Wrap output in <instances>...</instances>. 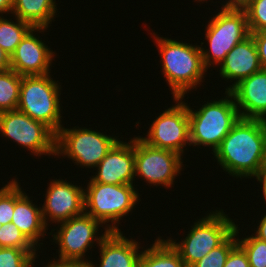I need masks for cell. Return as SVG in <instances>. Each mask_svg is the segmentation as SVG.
<instances>
[{"instance_id":"obj_1","label":"cell","mask_w":266,"mask_h":267,"mask_svg":"<svg viewBox=\"0 0 266 267\" xmlns=\"http://www.w3.org/2000/svg\"><path fill=\"white\" fill-rule=\"evenodd\" d=\"M212 154L227 174L254 178L266 163V120L240 117Z\"/></svg>"},{"instance_id":"obj_2","label":"cell","mask_w":266,"mask_h":267,"mask_svg":"<svg viewBox=\"0 0 266 267\" xmlns=\"http://www.w3.org/2000/svg\"><path fill=\"white\" fill-rule=\"evenodd\" d=\"M151 34L158 44L156 47L159 48V55H161L162 74L172 91L173 98H184L189 90H197V85H201L207 72L200 45L158 37L155 32Z\"/></svg>"},{"instance_id":"obj_3","label":"cell","mask_w":266,"mask_h":267,"mask_svg":"<svg viewBox=\"0 0 266 267\" xmlns=\"http://www.w3.org/2000/svg\"><path fill=\"white\" fill-rule=\"evenodd\" d=\"M226 96L211 100L193 111L188 106L190 144L212 148V153L220 146L240 115L233 95L225 91Z\"/></svg>"},{"instance_id":"obj_4","label":"cell","mask_w":266,"mask_h":267,"mask_svg":"<svg viewBox=\"0 0 266 267\" xmlns=\"http://www.w3.org/2000/svg\"><path fill=\"white\" fill-rule=\"evenodd\" d=\"M135 189L134 184H104L90 179L84 189L85 213L104 223L103 229L121 231L120 220L135 209L140 200Z\"/></svg>"},{"instance_id":"obj_5","label":"cell","mask_w":266,"mask_h":267,"mask_svg":"<svg viewBox=\"0 0 266 267\" xmlns=\"http://www.w3.org/2000/svg\"><path fill=\"white\" fill-rule=\"evenodd\" d=\"M47 75L22 76L17 109L48 126L55 134L62 127L61 85Z\"/></svg>"},{"instance_id":"obj_6","label":"cell","mask_w":266,"mask_h":267,"mask_svg":"<svg viewBox=\"0 0 266 267\" xmlns=\"http://www.w3.org/2000/svg\"><path fill=\"white\" fill-rule=\"evenodd\" d=\"M191 227L185 239L178 243L167 238L179 252L186 267H191L212 249L221 245L235 231L236 224L224 210L216 209L194 222Z\"/></svg>"},{"instance_id":"obj_7","label":"cell","mask_w":266,"mask_h":267,"mask_svg":"<svg viewBox=\"0 0 266 267\" xmlns=\"http://www.w3.org/2000/svg\"><path fill=\"white\" fill-rule=\"evenodd\" d=\"M205 29V40L210 47L203 48L204 42H201L200 48L207 70L212 65H220L236 44L250 36L245 10L221 9Z\"/></svg>"},{"instance_id":"obj_8","label":"cell","mask_w":266,"mask_h":267,"mask_svg":"<svg viewBox=\"0 0 266 267\" xmlns=\"http://www.w3.org/2000/svg\"><path fill=\"white\" fill-rule=\"evenodd\" d=\"M118 141V137L90 128L62 126L56 133L55 156H68L79 167L94 168Z\"/></svg>"},{"instance_id":"obj_9","label":"cell","mask_w":266,"mask_h":267,"mask_svg":"<svg viewBox=\"0 0 266 267\" xmlns=\"http://www.w3.org/2000/svg\"><path fill=\"white\" fill-rule=\"evenodd\" d=\"M0 134L27 148L33 156H55L56 134L18 109L0 113Z\"/></svg>"},{"instance_id":"obj_10","label":"cell","mask_w":266,"mask_h":267,"mask_svg":"<svg viewBox=\"0 0 266 267\" xmlns=\"http://www.w3.org/2000/svg\"><path fill=\"white\" fill-rule=\"evenodd\" d=\"M58 224H60L58 225L60 226L58 227L59 229H52L50 236L53 237V240L59 246V259L64 260L90 262V260L86 259L85 253L92 246L94 247L96 244L99 246L101 241L110 232L108 229H105V232L98 236L99 227H103L104 224L85 212ZM55 230L56 232H53ZM94 242L97 243L94 244Z\"/></svg>"},{"instance_id":"obj_11","label":"cell","mask_w":266,"mask_h":267,"mask_svg":"<svg viewBox=\"0 0 266 267\" xmlns=\"http://www.w3.org/2000/svg\"><path fill=\"white\" fill-rule=\"evenodd\" d=\"M183 97L174 98L176 104L163 111L153 120L146 137L140 138L156 148L172 150L184 155L190 144L188 106ZM187 144V145H186Z\"/></svg>"},{"instance_id":"obj_12","label":"cell","mask_w":266,"mask_h":267,"mask_svg":"<svg viewBox=\"0 0 266 267\" xmlns=\"http://www.w3.org/2000/svg\"><path fill=\"white\" fill-rule=\"evenodd\" d=\"M182 158L177 152L152 147L140 136L135 137V178L142 177L151 186L161 184L170 189L184 165Z\"/></svg>"},{"instance_id":"obj_13","label":"cell","mask_w":266,"mask_h":267,"mask_svg":"<svg viewBox=\"0 0 266 267\" xmlns=\"http://www.w3.org/2000/svg\"><path fill=\"white\" fill-rule=\"evenodd\" d=\"M42 205V217L46 226L63 222L85 212L84 188L63 179L50 181ZM49 220V221H48Z\"/></svg>"},{"instance_id":"obj_14","label":"cell","mask_w":266,"mask_h":267,"mask_svg":"<svg viewBox=\"0 0 266 267\" xmlns=\"http://www.w3.org/2000/svg\"><path fill=\"white\" fill-rule=\"evenodd\" d=\"M47 27H33L10 56L11 69L21 76L50 74L55 52L50 50L35 32H44ZM35 33V34H34ZM36 35V36H35Z\"/></svg>"},{"instance_id":"obj_15","label":"cell","mask_w":266,"mask_h":267,"mask_svg":"<svg viewBox=\"0 0 266 267\" xmlns=\"http://www.w3.org/2000/svg\"><path fill=\"white\" fill-rule=\"evenodd\" d=\"M91 179L104 184H133L135 180V137L127 142L119 140L95 167Z\"/></svg>"},{"instance_id":"obj_16","label":"cell","mask_w":266,"mask_h":267,"mask_svg":"<svg viewBox=\"0 0 266 267\" xmlns=\"http://www.w3.org/2000/svg\"><path fill=\"white\" fill-rule=\"evenodd\" d=\"M229 92L241 118L266 120V69L243 79Z\"/></svg>"},{"instance_id":"obj_17","label":"cell","mask_w":266,"mask_h":267,"mask_svg":"<svg viewBox=\"0 0 266 267\" xmlns=\"http://www.w3.org/2000/svg\"><path fill=\"white\" fill-rule=\"evenodd\" d=\"M222 79L234 81L225 91H230L243 79L262 69L256 44L250 35L244 41L236 44L219 65Z\"/></svg>"},{"instance_id":"obj_18","label":"cell","mask_w":266,"mask_h":267,"mask_svg":"<svg viewBox=\"0 0 266 267\" xmlns=\"http://www.w3.org/2000/svg\"><path fill=\"white\" fill-rule=\"evenodd\" d=\"M21 188L14 178V212L11 222L37 248L40 244L42 246L39 239L45 236L48 227L44 223L41 207L35 205Z\"/></svg>"},{"instance_id":"obj_19","label":"cell","mask_w":266,"mask_h":267,"mask_svg":"<svg viewBox=\"0 0 266 267\" xmlns=\"http://www.w3.org/2000/svg\"><path fill=\"white\" fill-rule=\"evenodd\" d=\"M98 248L101 260L99 264L90 261V267H137L142 254L140 244L123 236L121 231H110Z\"/></svg>"},{"instance_id":"obj_20","label":"cell","mask_w":266,"mask_h":267,"mask_svg":"<svg viewBox=\"0 0 266 267\" xmlns=\"http://www.w3.org/2000/svg\"><path fill=\"white\" fill-rule=\"evenodd\" d=\"M55 2V0H13L11 14L33 27L48 28L57 15Z\"/></svg>"},{"instance_id":"obj_21","label":"cell","mask_w":266,"mask_h":267,"mask_svg":"<svg viewBox=\"0 0 266 267\" xmlns=\"http://www.w3.org/2000/svg\"><path fill=\"white\" fill-rule=\"evenodd\" d=\"M137 267H186L179 252L168 240L157 237L149 248H144Z\"/></svg>"},{"instance_id":"obj_22","label":"cell","mask_w":266,"mask_h":267,"mask_svg":"<svg viewBox=\"0 0 266 267\" xmlns=\"http://www.w3.org/2000/svg\"><path fill=\"white\" fill-rule=\"evenodd\" d=\"M15 17V22L0 15V47L10 56L33 26Z\"/></svg>"},{"instance_id":"obj_23","label":"cell","mask_w":266,"mask_h":267,"mask_svg":"<svg viewBox=\"0 0 266 267\" xmlns=\"http://www.w3.org/2000/svg\"><path fill=\"white\" fill-rule=\"evenodd\" d=\"M22 76L12 69L0 71V113L16 110Z\"/></svg>"},{"instance_id":"obj_24","label":"cell","mask_w":266,"mask_h":267,"mask_svg":"<svg viewBox=\"0 0 266 267\" xmlns=\"http://www.w3.org/2000/svg\"><path fill=\"white\" fill-rule=\"evenodd\" d=\"M238 228L236 224L237 244L246 253L250 267H266V242L254 235L240 239L238 236L240 229Z\"/></svg>"},{"instance_id":"obj_25","label":"cell","mask_w":266,"mask_h":267,"mask_svg":"<svg viewBox=\"0 0 266 267\" xmlns=\"http://www.w3.org/2000/svg\"><path fill=\"white\" fill-rule=\"evenodd\" d=\"M36 249L0 247V267H34Z\"/></svg>"},{"instance_id":"obj_26","label":"cell","mask_w":266,"mask_h":267,"mask_svg":"<svg viewBox=\"0 0 266 267\" xmlns=\"http://www.w3.org/2000/svg\"><path fill=\"white\" fill-rule=\"evenodd\" d=\"M236 230L218 247L212 249L191 267H224L230 251L237 245Z\"/></svg>"},{"instance_id":"obj_27","label":"cell","mask_w":266,"mask_h":267,"mask_svg":"<svg viewBox=\"0 0 266 267\" xmlns=\"http://www.w3.org/2000/svg\"><path fill=\"white\" fill-rule=\"evenodd\" d=\"M0 247L37 249L12 222L0 228Z\"/></svg>"},{"instance_id":"obj_28","label":"cell","mask_w":266,"mask_h":267,"mask_svg":"<svg viewBox=\"0 0 266 267\" xmlns=\"http://www.w3.org/2000/svg\"><path fill=\"white\" fill-rule=\"evenodd\" d=\"M244 10L250 34L266 30V0H251Z\"/></svg>"},{"instance_id":"obj_29","label":"cell","mask_w":266,"mask_h":267,"mask_svg":"<svg viewBox=\"0 0 266 267\" xmlns=\"http://www.w3.org/2000/svg\"><path fill=\"white\" fill-rule=\"evenodd\" d=\"M14 212V179L0 189V223H11Z\"/></svg>"},{"instance_id":"obj_30","label":"cell","mask_w":266,"mask_h":267,"mask_svg":"<svg viewBox=\"0 0 266 267\" xmlns=\"http://www.w3.org/2000/svg\"><path fill=\"white\" fill-rule=\"evenodd\" d=\"M224 267H250L246 253L238 244L230 251Z\"/></svg>"},{"instance_id":"obj_31","label":"cell","mask_w":266,"mask_h":267,"mask_svg":"<svg viewBox=\"0 0 266 267\" xmlns=\"http://www.w3.org/2000/svg\"><path fill=\"white\" fill-rule=\"evenodd\" d=\"M257 47L259 60L263 69H266V30L250 34Z\"/></svg>"},{"instance_id":"obj_32","label":"cell","mask_w":266,"mask_h":267,"mask_svg":"<svg viewBox=\"0 0 266 267\" xmlns=\"http://www.w3.org/2000/svg\"><path fill=\"white\" fill-rule=\"evenodd\" d=\"M45 267H90V263L89 261L64 260L59 258L55 261L54 258L51 262L48 261V265Z\"/></svg>"},{"instance_id":"obj_33","label":"cell","mask_w":266,"mask_h":267,"mask_svg":"<svg viewBox=\"0 0 266 267\" xmlns=\"http://www.w3.org/2000/svg\"><path fill=\"white\" fill-rule=\"evenodd\" d=\"M226 1V3H225ZM222 3V7L221 9H234V10H244L249 3L251 2V0H225Z\"/></svg>"},{"instance_id":"obj_34","label":"cell","mask_w":266,"mask_h":267,"mask_svg":"<svg viewBox=\"0 0 266 267\" xmlns=\"http://www.w3.org/2000/svg\"><path fill=\"white\" fill-rule=\"evenodd\" d=\"M259 183H262V196L264 199V202L266 201V163L263 165V167L259 170V172L254 176ZM266 204V203H265Z\"/></svg>"},{"instance_id":"obj_35","label":"cell","mask_w":266,"mask_h":267,"mask_svg":"<svg viewBox=\"0 0 266 267\" xmlns=\"http://www.w3.org/2000/svg\"><path fill=\"white\" fill-rule=\"evenodd\" d=\"M258 222L256 232L253 235L266 242V214Z\"/></svg>"},{"instance_id":"obj_36","label":"cell","mask_w":266,"mask_h":267,"mask_svg":"<svg viewBox=\"0 0 266 267\" xmlns=\"http://www.w3.org/2000/svg\"><path fill=\"white\" fill-rule=\"evenodd\" d=\"M11 69L10 55L0 47V71Z\"/></svg>"},{"instance_id":"obj_37","label":"cell","mask_w":266,"mask_h":267,"mask_svg":"<svg viewBox=\"0 0 266 267\" xmlns=\"http://www.w3.org/2000/svg\"><path fill=\"white\" fill-rule=\"evenodd\" d=\"M13 9V0H0V14L3 16L5 14H11ZM9 12V13H8Z\"/></svg>"},{"instance_id":"obj_38","label":"cell","mask_w":266,"mask_h":267,"mask_svg":"<svg viewBox=\"0 0 266 267\" xmlns=\"http://www.w3.org/2000/svg\"><path fill=\"white\" fill-rule=\"evenodd\" d=\"M194 1L199 2V3L203 1L202 3H204V1H207V0H194Z\"/></svg>"}]
</instances>
